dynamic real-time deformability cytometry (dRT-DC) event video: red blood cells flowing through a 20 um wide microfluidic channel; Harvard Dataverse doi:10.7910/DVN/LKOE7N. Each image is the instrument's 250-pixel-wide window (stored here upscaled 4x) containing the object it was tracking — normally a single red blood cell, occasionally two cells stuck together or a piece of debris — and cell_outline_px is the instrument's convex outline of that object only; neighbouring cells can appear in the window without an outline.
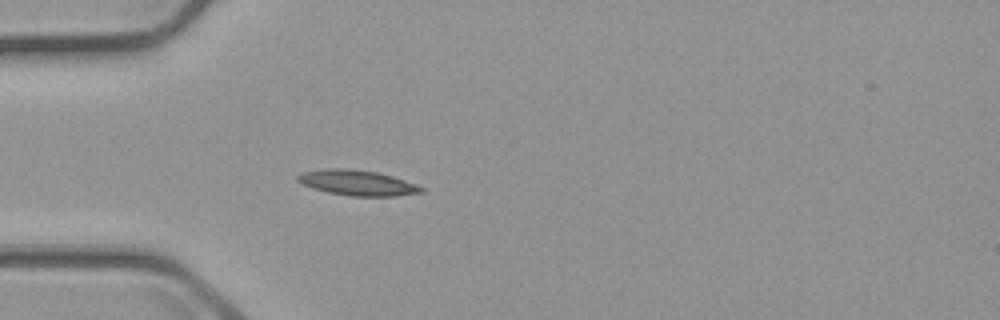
{"species": "common noctule bat (a hibernating species)", "species_latin": "Nyctalus noctula", "temperature_condition": "cold", "stored_images_in_passage": 4, "camera_frame_rate_fps": 3000, "um_per_image_px": 0.085, "animal": {"sex": "male", "body_mass_g": 23.1, "forearm_length_mm": 52.7}, "frame": {"image": 1, "passage_image": 4, "time_ms": 3.667, "image_size_px": [1000, 320], "cell_outline_px": [[424, 192], [396, 196], [352, 196], [328, 192], [312, 188], [296, 180], [296, 176], [304, 172], [328, 168], [344, 168], [376, 172], [392, 176], [416, 184], [424, 188]], "centroid_in_image_um": [30.39, 15.54], "position_along_channel_um": 54.6, "area_um2": 18.09}}